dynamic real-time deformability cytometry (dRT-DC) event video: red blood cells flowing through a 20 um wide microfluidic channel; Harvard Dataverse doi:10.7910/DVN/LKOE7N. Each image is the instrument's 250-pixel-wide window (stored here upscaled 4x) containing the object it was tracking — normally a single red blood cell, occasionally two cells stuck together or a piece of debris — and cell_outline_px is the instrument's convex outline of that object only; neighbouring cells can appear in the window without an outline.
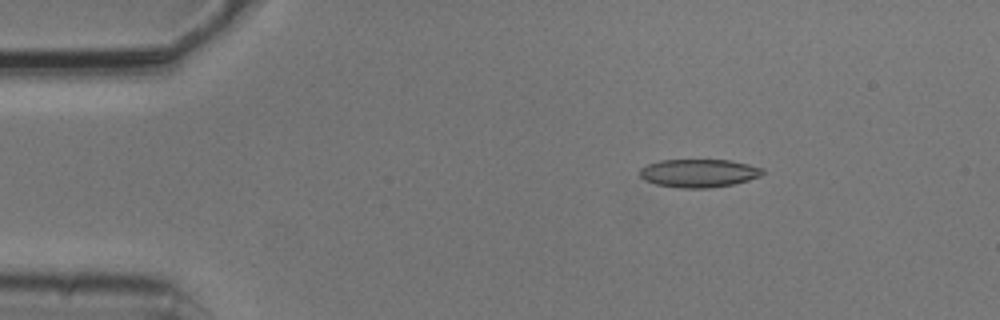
{"species": "common noctule bat (a hibernating species)", "species_latin": "Nyctalus noctula", "temperature_condition": "cold", "stored_images_in_passage": 5, "camera_frame_rate_fps": 3000, "um_per_image_px": 0.085, "animal": {"sex": "male", "body_mass_g": 20.5, "forearm_length_mm": 52.5}, "frame": {"image": 1, "passage_image": 2, "time_ms": 0.333, "image_size_px": [1000, 320], "cell_outline_px": [[764, 172], [760, 176], [748, 180], [732, 184], [708, 188], [680, 188], [656, 184], [644, 180], [640, 176], [640, 168], [648, 164], [660, 160], [728, 160], [748, 164], [764, 168]], "centroid_in_image_um": [59.39, 14.71], "position_along_channel_um": 25.6, "area_um2": 20.11}}